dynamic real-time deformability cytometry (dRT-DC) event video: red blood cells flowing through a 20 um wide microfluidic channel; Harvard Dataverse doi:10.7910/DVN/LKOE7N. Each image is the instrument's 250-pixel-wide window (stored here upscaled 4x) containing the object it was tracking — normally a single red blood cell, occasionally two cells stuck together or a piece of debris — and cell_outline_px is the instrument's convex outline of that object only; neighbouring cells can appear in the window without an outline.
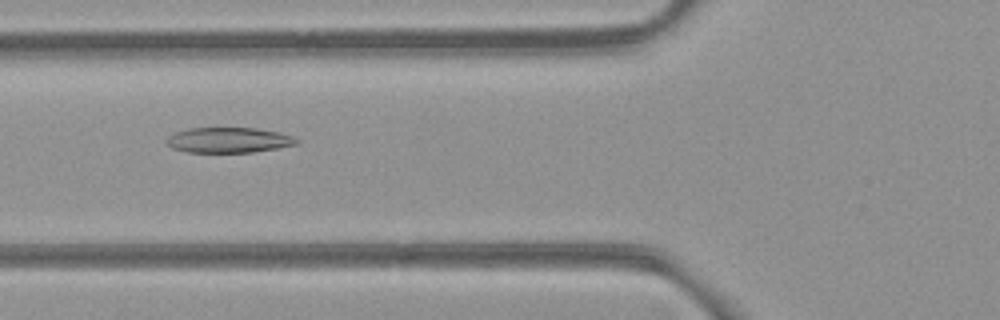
{"species": "common noctule bat (a hibernating species)", "species_latin": "Nyctalus noctula", "temperature_condition": "room temperature", "stored_images_in_passage": 36, "camera_frame_rate_fps": 3000, "um_per_image_px": 0.085, "animal": {"sex": "female", "body_mass_g": 21.9}, "frame": {"image": 1, "passage_image": 7, "time_ms": 2.0, "image_size_px": [1000, 320], "cell_outline_px": [[300, 144], [252, 152], [188, 152], [172, 148], [164, 140], [168, 136], [176, 132], [188, 128], [256, 128], [280, 132], [292, 136], [300, 140]], "centroid_in_image_um": [19.46, 11.9], "position_along_channel_um": 106.3, "area_um2": 19.25}}
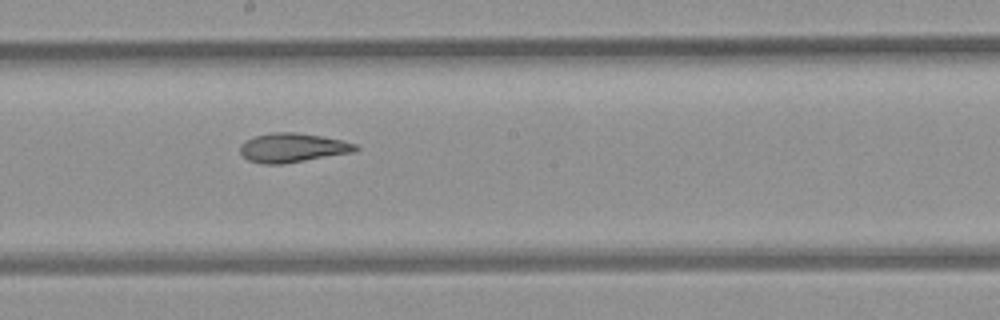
{"frame": {"image": 2, "passage_image": 16, "time_ms": 5.0, "image_size_px": [1000, 320], "cell_outline_px": [[360, 148], [356, 152], [280, 164], [264, 164], [248, 160], [240, 152], [240, 144], [244, 140], [252, 136], [272, 132], [296, 132], [344, 140], [356, 144]], "centroid_in_image_um": [24.87, 12.54], "position_along_channel_um": 223.3, "area_um2": 19.77}}
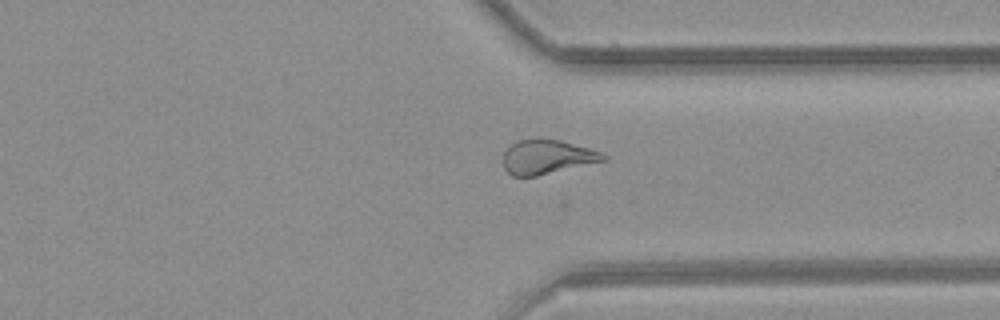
{"frame": {"image": 3, "passage_image": 27, "time_ms": 8.667, "image_size_px": [1000, 320], "cell_outline_px": [[608, 160], [536, 176], [512, 176], [504, 168], [504, 152], [516, 140], [536, 136], [560, 140], [588, 148], [600, 152], [608, 156]], "centroid_in_image_um": [46.49, 13.31], "position_along_channel_um": 364.9, "area_um2": 20.29}, "authors_computed_cell_mechanics": {"area_um2": 19.4786, "velocity_mm_per_s": 3.8799, "shape_relaxation_time_tau1_ms": null, "shape_relaxation_time_tau2_ms": 1.8743, "deformation_change_tau1": null, "deformation_change_tau2": 0.0853}}